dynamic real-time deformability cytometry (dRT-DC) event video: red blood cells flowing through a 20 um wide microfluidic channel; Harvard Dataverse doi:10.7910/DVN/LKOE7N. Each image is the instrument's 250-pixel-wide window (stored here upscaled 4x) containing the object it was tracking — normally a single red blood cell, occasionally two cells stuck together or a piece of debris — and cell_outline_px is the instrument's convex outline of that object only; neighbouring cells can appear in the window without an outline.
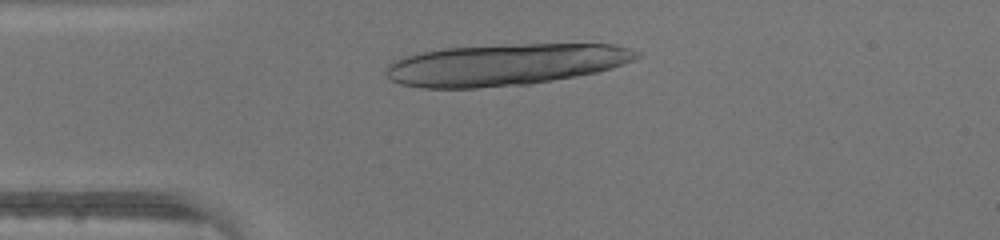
{"species": "human", "species_latin": "Homo sapiens", "temperature_condition": "warm", "stored_images_in_passage": 5, "camera_frame_rate_fps": 3000, "um_per_image_px": 0.085, "donor": {"sex": "male"}, "frame": {"image": 1, "passage_image": 2, "time_ms": 0.333, "image_size_px": [1000, 240], "cell_outline_px": [[640, 56], [636, 60], [612, 68], [596, 72], [576, 76], [532, 84], [476, 88], [420, 88], [400, 84], [392, 80], [384, 72], [384, 68], [392, 60], [404, 56], [420, 52], [444, 48], [524, 44], [612, 44], [628, 48], [640, 52]], "centroid_in_image_um": [42.91, 5.5], "position_along_channel_um": 42.1, "area_um2": 61.09}}